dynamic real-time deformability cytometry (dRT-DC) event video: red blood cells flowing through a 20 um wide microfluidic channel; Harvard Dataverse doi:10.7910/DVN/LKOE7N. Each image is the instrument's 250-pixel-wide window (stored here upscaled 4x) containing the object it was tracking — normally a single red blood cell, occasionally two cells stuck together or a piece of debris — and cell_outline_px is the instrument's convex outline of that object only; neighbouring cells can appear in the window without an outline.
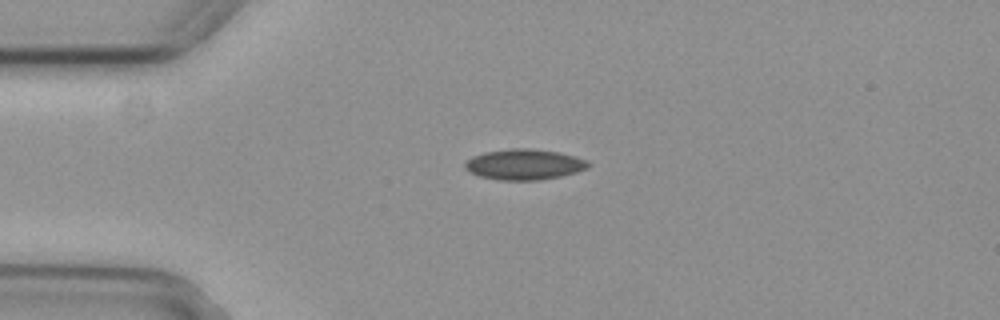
{"species": "common noctule bat (a hibernating species)", "species_latin": "Nyctalus noctula", "temperature_condition": "cold", "stored_images_in_passage": 2, "camera_frame_rate_fps": 3000, "um_per_image_px": 0.085, "animal": {"sex": "female", "body_mass_g": 29.2, "forearm_length_mm": 56.3}, "frame": {"image": 1, "passage_image": 1, "time_ms": 0.0, "image_size_px": [1000, 320], "cell_outline_px": [[592, 164], [588, 168], [576, 172], [560, 176], [540, 180], [500, 180], [480, 176], [464, 168], [464, 164], [472, 156], [484, 152], [512, 148], [532, 148], [556, 152], [576, 156], [588, 160]], "centroid_in_image_um": [44.6, 13.97], "position_along_channel_um": 40.4, "area_um2": 22.02}}